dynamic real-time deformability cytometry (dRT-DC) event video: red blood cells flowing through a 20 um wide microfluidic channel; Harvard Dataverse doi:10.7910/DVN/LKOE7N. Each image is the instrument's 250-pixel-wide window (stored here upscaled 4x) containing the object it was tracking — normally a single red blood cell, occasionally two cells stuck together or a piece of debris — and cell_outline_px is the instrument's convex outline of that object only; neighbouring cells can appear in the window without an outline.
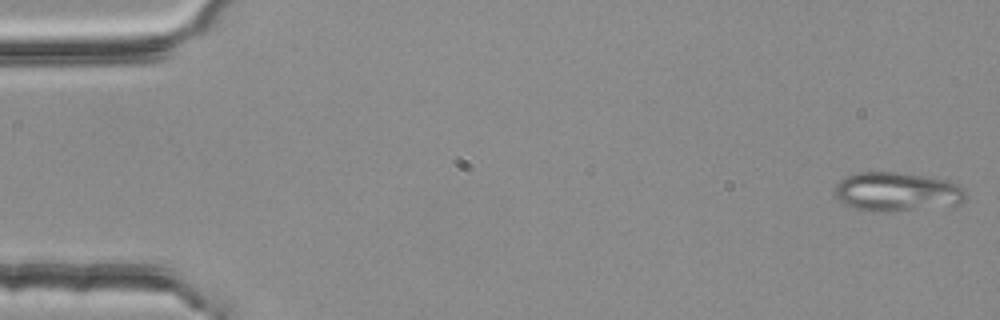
{"species": "common noctule bat (a hibernating species)", "species_latin": "Nyctalus noctula", "temperature_condition": "room temperature", "stored_images_in_passage": 5, "camera_frame_rate_fps": 3000, "um_per_image_px": 0.085, "animal": {"sex": "female", "body_mass_g": 25.1}, "frame": {"image": 1, "passage_image": 1, "time_ms": 0.0, "image_size_px": [1000, 320], "cell_outline_px": [[968, 196], [960, 204], [888, 212], [872, 212], [852, 208], [840, 204], [832, 196], [832, 188], [844, 176], [856, 172], [896, 172], [932, 176], [948, 180], [964, 188]], "centroid_in_image_um": [76.15, 16.3], "position_along_channel_um": 8.8, "area_um2": 30.81}}